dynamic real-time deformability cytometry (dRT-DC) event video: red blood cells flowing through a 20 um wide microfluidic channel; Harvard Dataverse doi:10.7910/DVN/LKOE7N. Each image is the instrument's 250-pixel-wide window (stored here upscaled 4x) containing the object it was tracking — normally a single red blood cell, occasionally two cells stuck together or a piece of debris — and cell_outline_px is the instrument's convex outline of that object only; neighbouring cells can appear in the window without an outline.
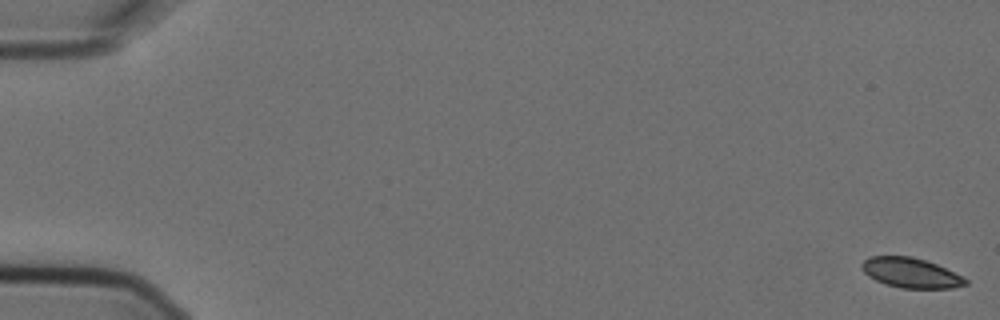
{"species": "Egyptian fruit bat (a non-hibernating species)", "species_latin": "Rousettus aegyptiacus", "temperature_condition": "cold", "stored_images_in_passage": 5, "camera_frame_rate_fps": 3000, "um_per_image_px": 0.085, "animal": {"sex": "female"}, "frame": {"image": 1, "passage_image": 1, "time_ms": 0.0, "image_size_px": [1000, 320], "cell_outline_px": [[968, 284], [952, 288], [900, 288], [884, 284], [868, 276], [860, 268], [860, 264], [868, 256], [912, 256], [936, 264], [968, 280]], "centroid_in_image_um": [77.36, 23.19], "position_along_channel_um": 7.6, "area_um2": 18.03}}